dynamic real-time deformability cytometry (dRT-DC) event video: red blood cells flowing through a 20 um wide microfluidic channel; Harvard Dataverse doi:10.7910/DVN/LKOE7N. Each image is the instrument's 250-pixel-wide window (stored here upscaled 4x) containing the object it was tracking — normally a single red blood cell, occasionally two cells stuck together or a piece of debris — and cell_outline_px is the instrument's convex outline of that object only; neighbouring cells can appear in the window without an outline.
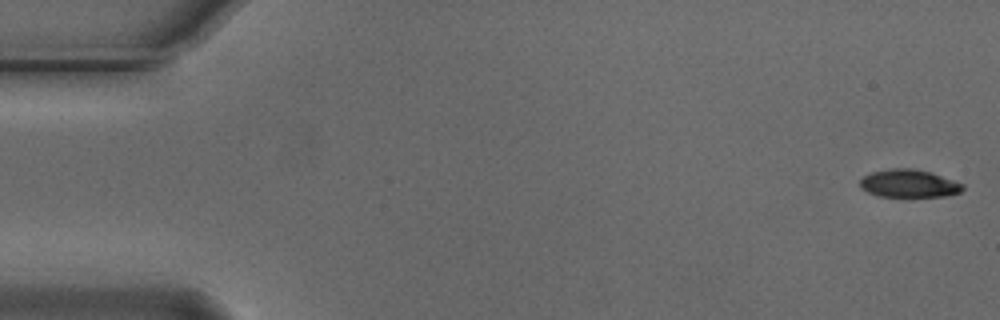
{"species": "Egyptian fruit bat (a non-hibernating species)", "species_latin": "Rousettus aegyptiacus", "temperature_condition": "cold", "stored_images_in_passage": 55, "camera_frame_rate_fps": 3000, "um_per_image_px": 0.085, "animal": {"sex": "male"}, "frame": {"image": 1, "passage_image": 1, "time_ms": 0.0, "image_size_px": [1000, 320], "cell_outline_px": [[964, 188], [960, 192], [948, 196], [908, 200], [880, 196], [868, 192], [860, 188], [860, 180], [864, 176], [872, 172], [892, 168], [912, 168], [932, 172], [964, 184]], "centroid_in_image_um": [77.29, 15.65], "position_along_channel_um": 7.7, "area_um2": 17.63}}
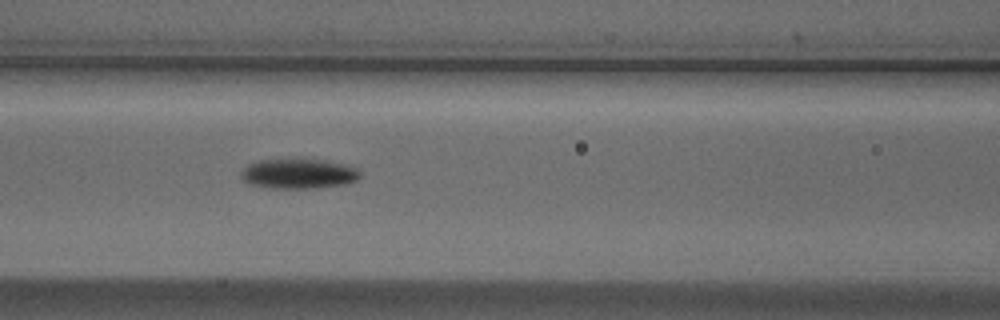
{"frame": {"image": 2, "passage_image": 23, "time_ms": 7.333, "image_size_px": [1000, 320], "cell_outline_px": [[360, 176], [356, 180], [344, 184], [316, 188], [276, 188], [252, 184], [244, 180], [240, 176], [244, 168], [248, 164], [260, 160], [296, 156], [300, 156], [324, 160], [344, 164], [356, 168], [360, 172]], "centroid_in_image_um": [25.38, 14.71], "position_along_channel_um": 141.2, "area_um2": 21.27}}
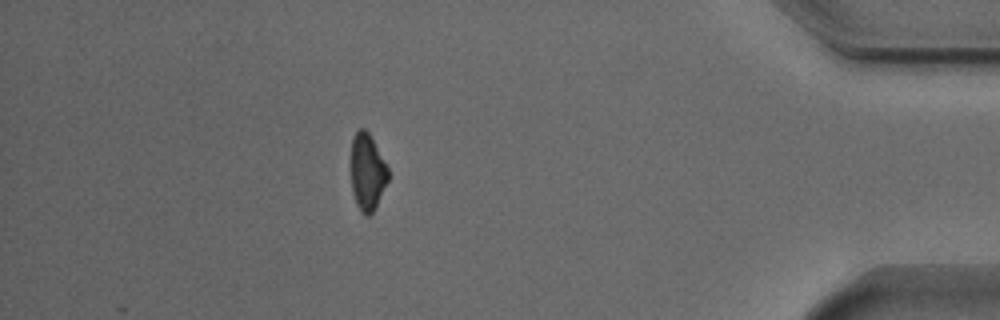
{"frame": {"image": 3, "passage_image": 48, "time_ms": 15.667, "image_size_px": [1000, 320], "cell_outline_px": [[388, 180], [372, 212], [368, 216], [364, 216], [360, 212], [356, 204], [352, 192], [352, 136], [360, 128], [364, 128], [368, 132], [388, 168]], "centroid_in_image_um": [31.21, 14.64], "position_along_channel_um": 404.0, "area_um2": 16.24}, "authors_computed_cell_mechanics": {"area_um2": 18.496, "velocity_mm_per_s": 3.7406, "shape_relaxation_time_tau1_ms": 2.2746, "shape_relaxation_time_tau2_ms": null, "deformation_change_tau1": 0.1047, "deformation_change_tau2": null}}